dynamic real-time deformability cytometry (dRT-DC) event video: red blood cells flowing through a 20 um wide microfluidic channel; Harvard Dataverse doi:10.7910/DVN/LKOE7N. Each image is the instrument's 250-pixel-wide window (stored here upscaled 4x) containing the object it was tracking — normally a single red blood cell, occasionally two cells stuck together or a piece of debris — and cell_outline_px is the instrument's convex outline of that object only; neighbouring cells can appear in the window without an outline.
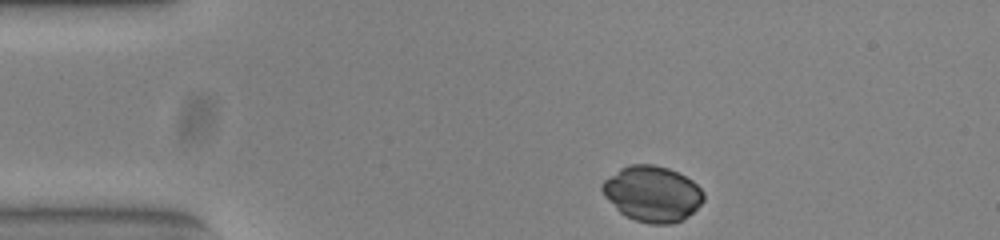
{"species": "common noctule bat (a hibernating species)", "species_latin": "Nyctalus noctula", "temperature_condition": "warm", "stored_images_in_passage": 29, "camera_frame_rate_fps": 3000, "um_per_image_px": 0.085, "animal": {"sex": "female", "body_mass_g": 23.0, "forearm_length_mm": 53.4}, "frame": {"image": 1, "passage_image": 1, "time_ms": 0.0, "image_size_px": [1000, 240], "cell_outline_px": [[704, 200], [688, 216], [672, 224], [652, 224], [636, 220], [620, 212], [604, 196], [600, 188], [600, 184], [604, 180], [620, 168], [632, 164], [652, 164], [668, 168], [692, 180], [704, 192]], "centroid_in_image_um": [55.43, 16.46], "position_along_channel_um": 29.6, "area_um2": 32.66}}